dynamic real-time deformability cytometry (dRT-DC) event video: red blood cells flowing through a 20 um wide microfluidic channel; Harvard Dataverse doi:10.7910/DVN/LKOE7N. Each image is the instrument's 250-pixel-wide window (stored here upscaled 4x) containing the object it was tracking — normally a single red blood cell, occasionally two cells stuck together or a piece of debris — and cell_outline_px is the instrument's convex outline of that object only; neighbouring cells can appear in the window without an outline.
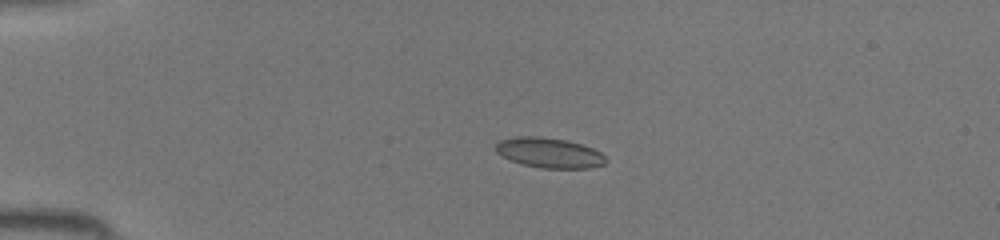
{"species": "common noctule bat (a hibernating species)", "species_latin": "Nyctalus noctula", "temperature_condition": "room temperature", "stored_images_in_passage": 35, "camera_frame_rate_fps": 3000, "um_per_image_px": 0.085, "animal": {"sex": "female", "body_mass_g": 19.5, "forearm_length_mm": 54.1}, "frame": {"image": 1, "passage_image": 1, "time_ms": 0.0, "image_size_px": [1000, 240], "cell_outline_px": [[608, 160], [604, 164], [588, 168], [540, 168], [524, 164], [512, 160], [496, 152], [496, 144], [500, 140], [516, 136], [540, 136], [568, 140], [592, 148], [600, 152]], "centroid_in_image_um": [46.7, 12.98], "position_along_channel_um": 38.3, "area_um2": 19.19}}
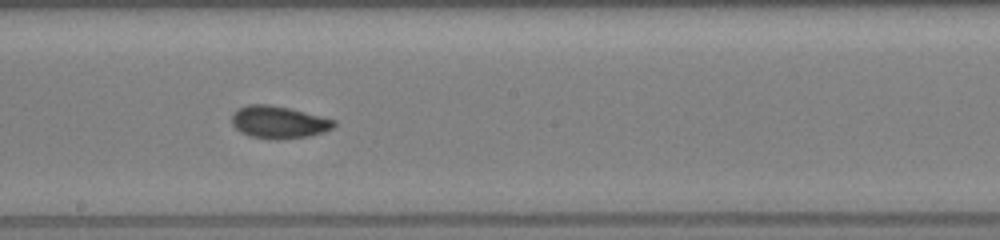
{"frame": {"image": 2, "passage_image": 16, "time_ms": 5.0, "image_size_px": [1000, 240], "cell_outline_px": [[336, 124], [332, 128], [324, 132], [308, 136], [280, 140], [272, 140], [248, 136], [240, 132], [232, 124], [232, 112], [236, 108], [248, 104], [268, 104], [292, 108], [336, 120]], "centroid_in_image_um": [23.66, 10.38], "position_along_channel_um": 224.5, "area_um2": 19.71}}
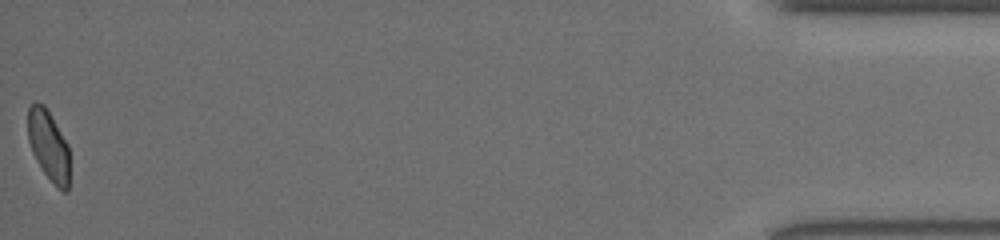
{"frame": {"image": 3, "passage_image": 35, "time_ms": 11.333, "image_size_px": [1000, 240], "cell_outline_px": [[68, 192], [64, 192], [44, 172], [36, 160], [32, 152], [28, 140], [28, 108], [32, 100], [36, 100], [44, 104], [68, 144]], "centroid_in_image_um": [4.1, 12.28], "position_along_channel_um": 431.1, "area_um2": 16.88}}